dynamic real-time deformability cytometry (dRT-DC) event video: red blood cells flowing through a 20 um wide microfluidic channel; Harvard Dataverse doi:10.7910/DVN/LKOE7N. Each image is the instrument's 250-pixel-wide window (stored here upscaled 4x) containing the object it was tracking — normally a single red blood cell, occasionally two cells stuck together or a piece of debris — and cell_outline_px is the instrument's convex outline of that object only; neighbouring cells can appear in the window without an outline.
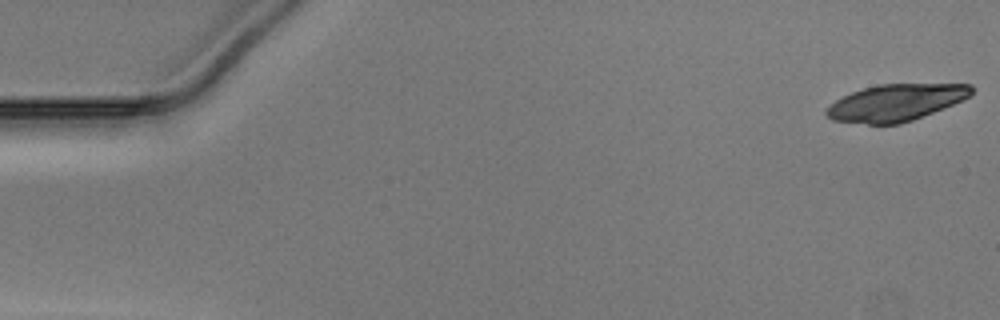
{"species": "Egyptian fruit bat (a non-hibernating species)", "species_latin": "Rousettus aegyptiacus", "temperature_condition": "warm", "stored_images_in_passage": 50, "camera_frame_rate_fps": 3000, "um_per_image_px": 0.085, "animal": {"sex": "male"}, "frame": {"image": 1, "passage_image": 1, "time_ms": 0.0, "image_size_px": [1000, 320], "cell_outline_px": [[972, 92], [968, 96], [952, 104], [912, 120], [900, 124], [868, 124], [832, 120], [824, 112], [836, 100], [852, 92], [864, 88], [880, 84], [972, 84]], "centroid_in_image_um": [76.12, 8.72], "position_along_channel_um": 8.9, "area_um2": 30.46}}
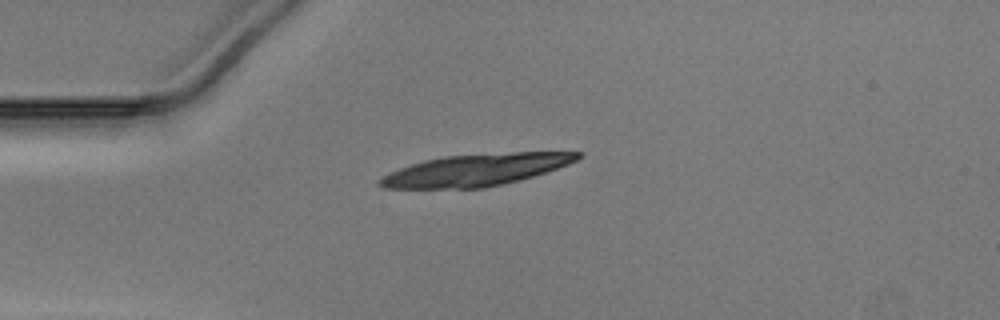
{"frame": {"image": 2, "passage_image": 13, "time_ms": 4.0, "image_size_px": [1000, 320], "cell_outline_px": [[584, 152], [576, 160], [568, 164], [520, 180], [504, 184], [484, 188], [380, 188], [376, 184], [376, 180], [400, 168], [424, 160], [444, 156], [512, 152]], "centroid_in_image_um": [40.4, 14.45], "position_along_channel_um": 44.6, "area_um2": 36.41}}
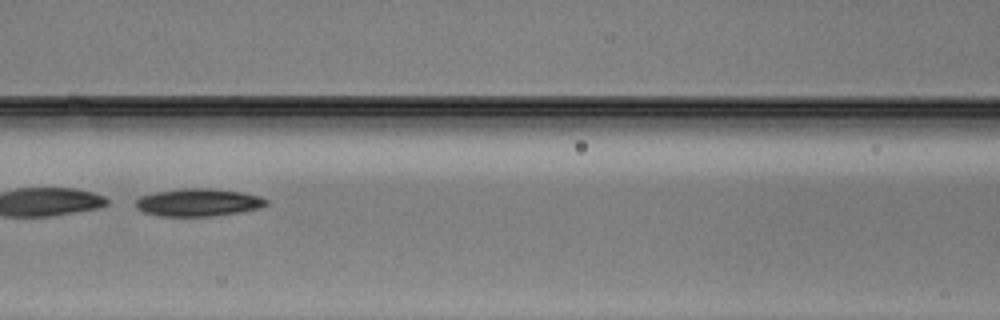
{"frame": {"image": 3, "passage_image": 23, "time_ms": 7.333, "image_size_px": [1000, 320], "cell_outline_px": [[268, 204], [264, 208], [216, 216], [160, 216], [144, 212], [136, 208], [136, 200], [140, 196], [156, 192], [184, 188], [212, 188], [244, 192], [260, 196], [268, 200]], "centroid_in_image_um": [16.92, 17.21], "position_along_channel_um": 149.7, "area_um2": 21.33}}